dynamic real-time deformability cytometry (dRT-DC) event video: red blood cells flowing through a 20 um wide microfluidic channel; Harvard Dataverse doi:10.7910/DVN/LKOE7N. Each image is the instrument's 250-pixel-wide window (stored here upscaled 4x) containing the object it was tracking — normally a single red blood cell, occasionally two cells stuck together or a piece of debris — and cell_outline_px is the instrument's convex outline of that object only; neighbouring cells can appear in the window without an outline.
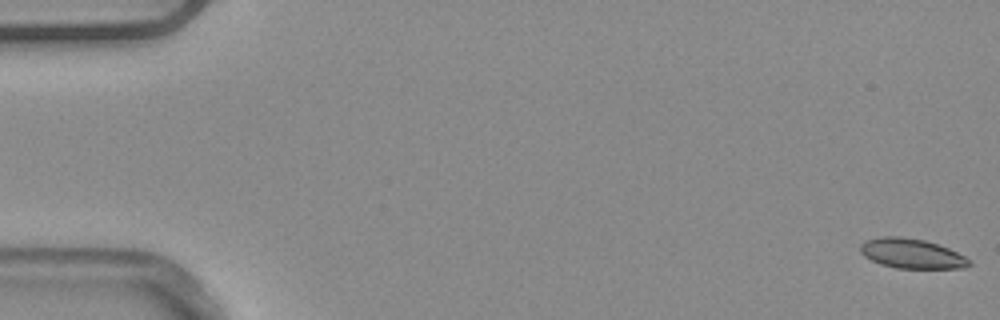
{"species": "common noctule bat (a hibernating species)", "species_latin": "Nyctalus noctula", "temperature_condition": "warm", "stored_images_in_passage": 53, "camera_frame_rate_fps": 3000, "um_per_image_px": 0.085, "animal": {"sex": "male", "body_mass_g": 20.4}, "frame": {"image": 1, "passage_image": 1, "time_ms": 0.0, "image_size_px": [1000, 320], "cell_outline_px": [[972, 264], [964, 268], [896, 268], [880, 264], [864, 256], [860, 252], [860, 244], [864, 240], [880, 236], [900, 236], [924, 240], [948, 248], [972, 260]], "centroid_in_image_um": [77.47, 21.55], "position_along_channel_um": 7.5, "area_um2": 18.96}}
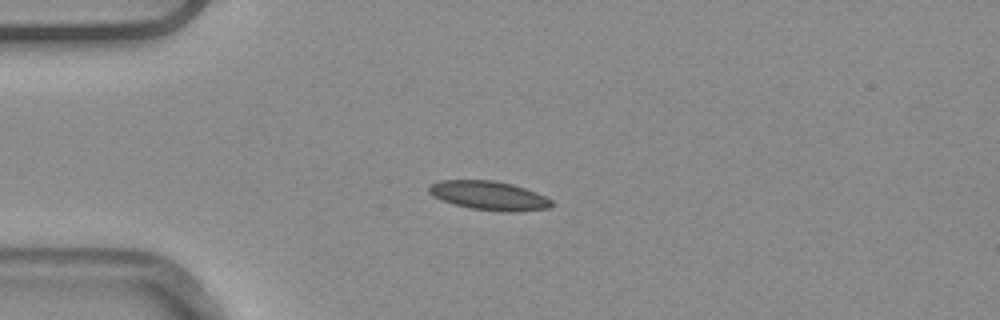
{"frame": {"image": 2, "passage_image": 14, "time_ms": 4.333, "image_size_px": [1000, 320], "cell_outline_px": [[552, 204], [548, 208], [516, 212], [504, 212], [472, 208], [456, 204], [432, 196], [428, 192], [428, 184], [440, 180], [496, 180], [512, 184], [536, 192], [552, 200]], "centroid_in_image_um": [41.55, 16.61], "position_along_channel_um": 43.5, "area_um2": 20.63}}
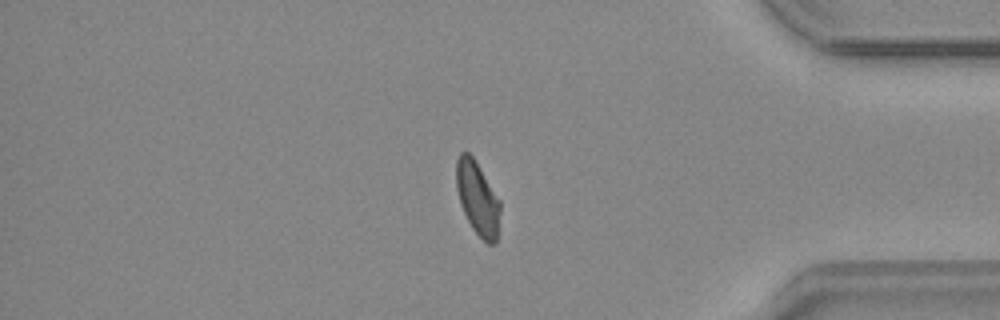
{"frame": {"image": 3, "passage_image": 45, "time_ms": 14.667, "image_size_px": [1000, 320], "cell_outline_px": [[500, 208], [496, 244], [488, 244], [472, 228], [460, 204], [456, 188], [456, 160], [460, 152], [468, 152], [472, 156], [500, 200]], "centroid_in_image_um": [40.58, 16.85], "position_along_channel_um": 394.6, "area_um2": 18.55}, "authors_computed_cell_mechanics": {"area_um2": 19.4208, "velocity_mm_per_s": 3.8661, "shape_relaxation_time_tau1_ms": 8.4208, "shape_relaxation_time_tau2_ms": 1.5933, "deformation_change_tau1": 0.1638, "deformation_change_tau2": 0.0513}}